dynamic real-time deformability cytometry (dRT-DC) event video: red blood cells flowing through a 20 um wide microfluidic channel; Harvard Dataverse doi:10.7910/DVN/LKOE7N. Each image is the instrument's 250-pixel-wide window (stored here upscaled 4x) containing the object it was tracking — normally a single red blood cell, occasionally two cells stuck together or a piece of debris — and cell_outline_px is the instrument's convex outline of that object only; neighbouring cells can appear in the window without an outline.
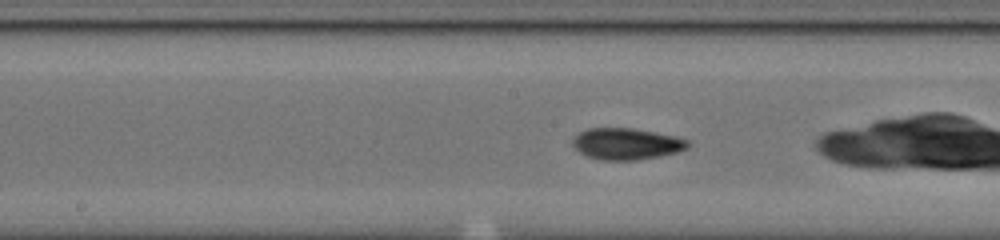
{"species": "common noctule bat (a hibernating species)", "species_latin": "Nyctalus noctula", "temperature_condition": "cold", "stored_images_in_passage": 47, "camera_frame_rate_fps": 3000, "um_per_image_px": 0.085, "animal": {"sex": "male", "body_mass_g": 20.0, "forearm_length_mm": 53.3}, "frame": {"image": 1, "passage_image": 19, "time_ms": 6.0, "image_size_px": [1000, 240], "cell_outline_px": [[692, 144], [688, 148], [676, 152], [660, 156], [636, 160], [600, 160], [588, 156], [580, 152], [572, 144], [572, 140], [580, 132], [588, 128], [632, 128], [656, 132], [676, 136], [688, 140]], "centroid_in_image_um": [53.29, 12.22], "position_along_channel_um": 194.9, "area_um2": 21.15}}
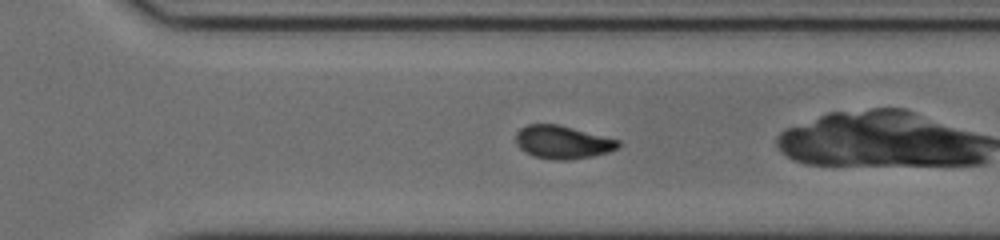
{"frame": {"image": 2, "passage_image": 29, "time_ms": 9.333, "image_size_px": [1000, 240], "cell_outline_px": [[620, 144], [616, 148], [608, 152], [592, 156], [564, 160], [552, 160], [532, 156], [524, 152], [516, 144], [516, 132], [520, 128], [528, 124], [560, 124], [620, 140]], "centroid_in_image_um": [47.79, 12.08], "position_along_channel_um": 322.8, "area_um2": 19.88}, "authors_computed_cell_mechanics": {"area_um2": 20.519, "velocity_mm_per_s": 3.8425, "shape_relaxation_time_tau1_ms": 11.1472, "shape_relaxation_time_tau2_ms": 3.494, "deformation_change_tau1": 0.2506, "deformation_change_tau2": 0.0802}}